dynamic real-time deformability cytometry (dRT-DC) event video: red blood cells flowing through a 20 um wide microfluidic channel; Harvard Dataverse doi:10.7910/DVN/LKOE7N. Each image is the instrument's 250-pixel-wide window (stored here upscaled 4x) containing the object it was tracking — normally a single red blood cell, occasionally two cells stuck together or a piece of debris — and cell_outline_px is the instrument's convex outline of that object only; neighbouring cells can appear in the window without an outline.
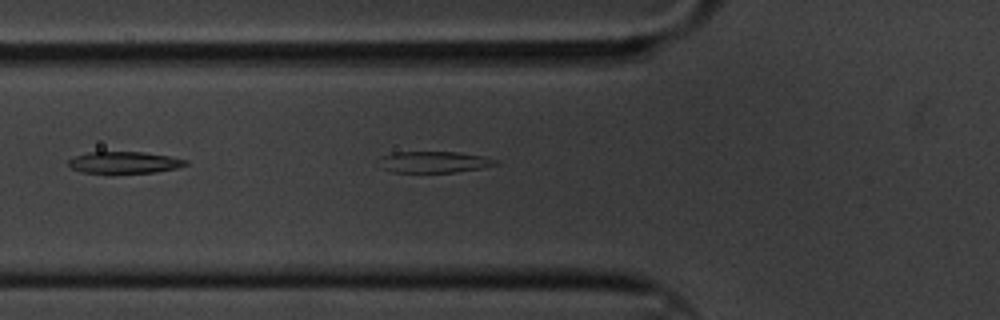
{"species": "common noctule bat (a hibernating species)", "species_latin": "Nyctalus noctula", "temperature_condition": "cold", "stored_images_in_passage": 2, "camera_frame_rate_fps": 3000, "um_per_image_px": 0.085, "animal": {"sex": "male", "body_mass_g": 20.1, "forearm_length_mm": 53.5}, "frame": {"image": 1, "passage_image": 2, "time_ms": 0.333, "image_size_px": [1000, 320], "cell_outline_px": [[500, 164], [480, 168], [456, 172], [392, 172], [380, 168], [380, 156], [392, 152], [460, 152], [484, 156], [496, 160]], "centroid_in_image_um": [36.87, 13.76], "position_along_channel_um": 88.9, "area_um2": 14.62}}